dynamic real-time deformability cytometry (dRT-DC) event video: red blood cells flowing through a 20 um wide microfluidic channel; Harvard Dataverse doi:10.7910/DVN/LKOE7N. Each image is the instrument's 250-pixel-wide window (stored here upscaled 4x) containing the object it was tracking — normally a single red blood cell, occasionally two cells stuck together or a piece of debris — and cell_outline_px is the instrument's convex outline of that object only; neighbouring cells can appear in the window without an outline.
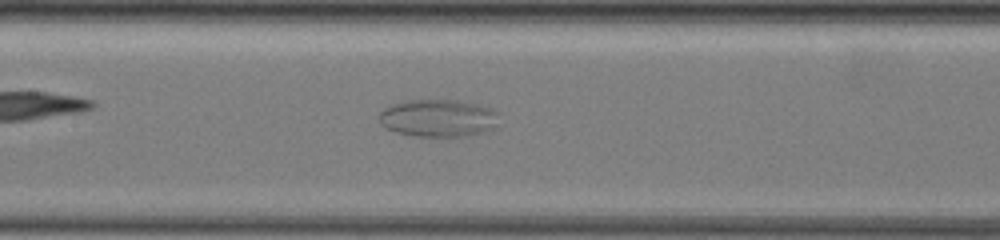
{"species": "common noctule bat (a hibernating species)", "species_latin": "Nyctalus noctula", "temperature_condition": "warm", "stored_images_in_passage": 50, "camera_frame_rate_fps": 3000, "um_per_image_px": 0.085, "animal": {"sex": "female", "body_mass_g": 19.5, "forearm_length_mm": 54.1}, "frame": {"image": 1, "passage_image": 28, "time_ms": 9.0, "image_size_px": [1000, 240], "cell_outline_px": [[492, 124], [476, 132], [460, 136], [412, 136], [396, 132], [388, 128], [380, 120], [380, 112], [384, 108], [392, 104], [408, 100], [456, 100], [472, 104], [484, 108], [492, 112]], "centroid_in_image_um": [37.02, 10.02], "position_along_channel_um": 170.4, "area_um2": 24.51}}
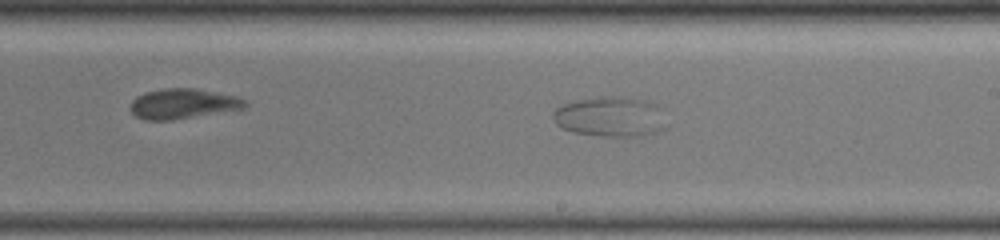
{"frame": {"image": 2, "passage_image": 34, "time_ms": 11.0, "image_size_px": [1000, 240], "cell_outline_px": [[660, 128], [652, 132], [640, 136], [600, 136], [576, 132], [564, 128], [556, 124], [552, 116], [552, 112], [556, 108], [564, 104], [576, 100], [600, 96], [616, 96], [636, 100], [652, 104]], "centroid_in_image_um": [51.63, 9.92], "position_along_channel_um": 237.4, "area_um2": 24.8}}
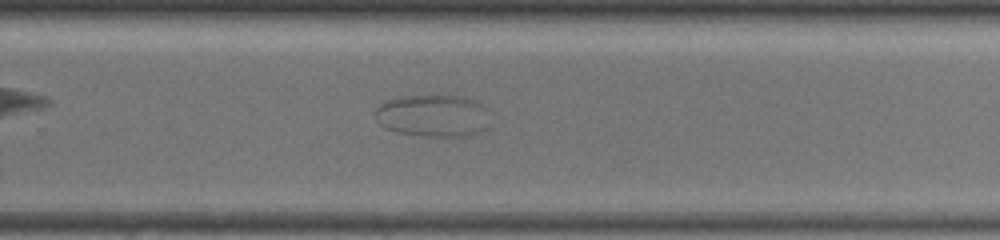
{"frame": {"image": 3, "passage_image": 39, "time_ms": 12.667, "image_size_px": [1000, 240], "cell_outline_px": [[488, 128], [480, 132], [468, 136], [428, 136], [396, 132], [384, 128], [376, 120], [376, 108], [380, 104], [396, 96], [464, 96], [472, 100]], "centroid_in_image_um": [36.64, 9.85], "position_along_channel_um": 293.2, "area_um2": 27.22}}